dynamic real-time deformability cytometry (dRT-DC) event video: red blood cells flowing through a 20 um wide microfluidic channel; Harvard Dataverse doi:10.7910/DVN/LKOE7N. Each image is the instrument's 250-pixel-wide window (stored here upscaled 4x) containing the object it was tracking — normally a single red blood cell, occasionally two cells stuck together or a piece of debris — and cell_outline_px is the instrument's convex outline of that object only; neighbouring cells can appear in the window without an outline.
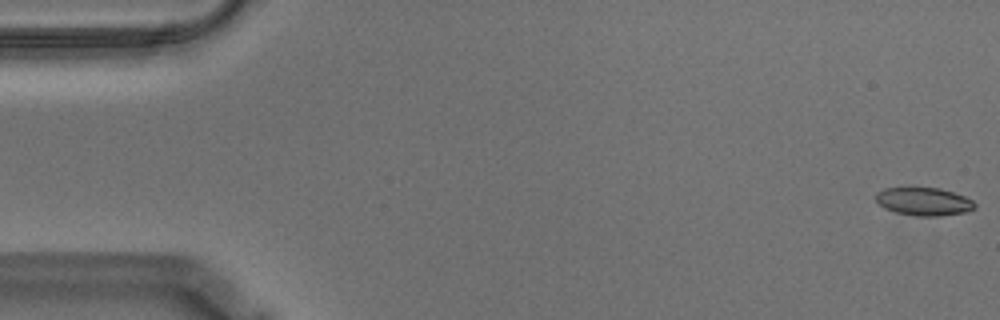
{"species": "Egyptian fruit bat (a non-hibernating species)", "species_latin": "Rousettus aegyptiacus", "temperature_condition": "warm", "stored_images_in_passage": 58, "camera_frame_rate_fps": 3000, "um_per_image_px": 0.085, "animal": {"sex": "male"}, "frame": {"image": 1, "passage_image": 1, "time_ms": 0.0, "image_size_px": [1000, 320], "cell_outline_px": [[976, 208], [964, 212], [940, 216], [916, 216], [896, 212], [884, 208], [876, 200], [876, 192], [884, 188], [940, 188], [964, 196], [972, 200], [976, 204]], "centroid_in_image_um": [78.53, 17.13], "position_along_channel_um": 6.5, "area_um2": 16.07}}
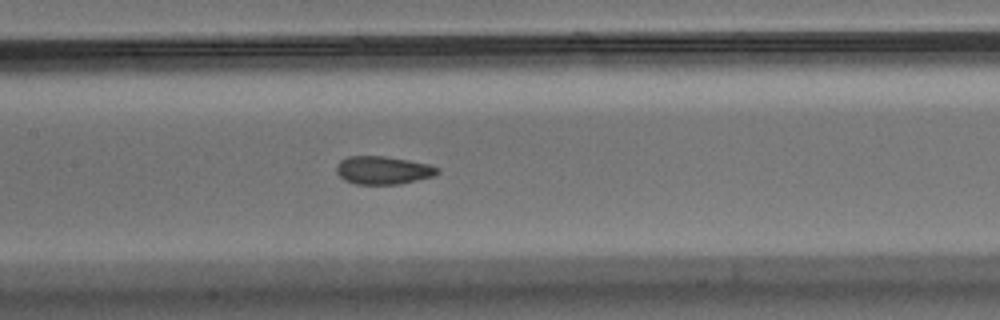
{"frame": {"image": 2, "passage_image": 27, "time_ms": 8.667, "image_size_px": [1000, 320], "cell_outline_px": [[440, 172], [436, 176], [400, 184], [356, 184], [344, 180], [336, 172], [336, 164], [340, 160], [348, 156], [384, 156], [408, 160], [428, 164], [440, 168]], "centroid_in_image_um": [32.57, 14.47], "position_along_channel_um": 174.8, "area_um2": 16.7}}
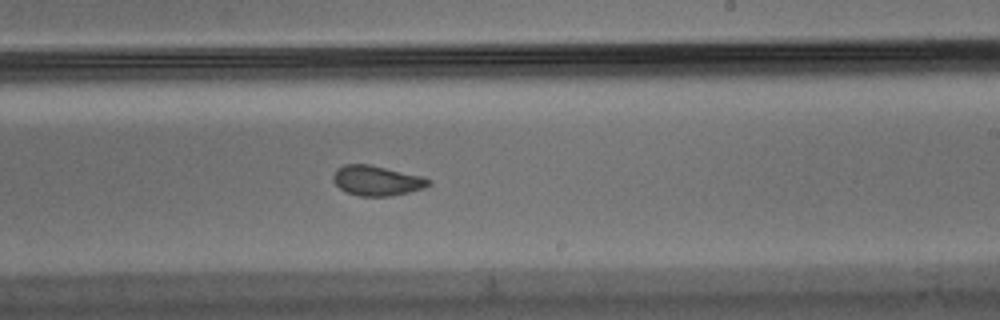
{"frame": {"image": 3, "passage_image": 34, "time_ms": 11.0, "image_size_px": [1000, 320], "cell_outline_px": [[432, 184], [424, 188], [392, 196], [360, 196], [348, 192], [340, 188], [332, 180], [332, 176], [336, 168], [344, 164], [368, 164], [424, 176], [432, 180]], "centroid_in_image_um": [32.05, 15.34], "position_along_channel_um": 256.9, "area_um2": 16.82}, "authors_computed_cell_mechanics": {"area_um2": 17.051, "velocity_mm_per_s": 3.5326, "shape_relaxation_time_tau1_ms": null, "shape_relaxation_time_tau2_ms": 1.6175, "deformation_change_tau1": null, "deformation_change_tau2": 0.0521}}